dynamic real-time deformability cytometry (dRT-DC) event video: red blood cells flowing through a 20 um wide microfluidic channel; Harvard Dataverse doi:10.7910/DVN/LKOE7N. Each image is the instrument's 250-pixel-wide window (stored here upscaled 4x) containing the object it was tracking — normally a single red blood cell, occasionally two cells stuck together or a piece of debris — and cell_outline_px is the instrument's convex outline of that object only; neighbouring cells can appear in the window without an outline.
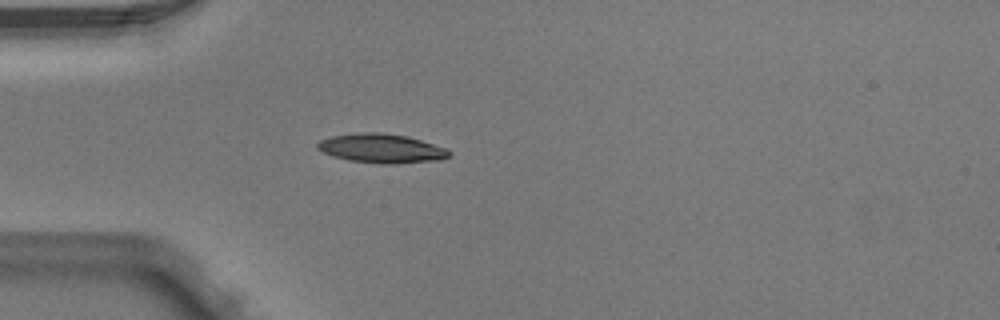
{"species": "Egyptian fruit bat (a non-hibernating species)", "species_latin": "Rousettus aegyptiacus", "temperature_condition": "warm", "stored_images_in_passage": 2, "camera_frame_rate_fps": 3000, "um_per_image_px": 0.085, "animal": {"sex": "male"}, "frame": {"image": 1, "passage_image": 2, "time_ms": 0.333, "image_size_px": [1000, 320], "cell_outline_px": [[452, 152], [444, 160], [396, 164], [384, 164], [348, 160], [332, 156], [316, 148], [316, 144], [320, 140], [332, 136], [360, 132], [380, 132], [408, 136], [448, 148]], "centroid_in_image_um": [32.47, 12.62], "position_along_channel_um": 52.5, "area_um2": 22.66}}